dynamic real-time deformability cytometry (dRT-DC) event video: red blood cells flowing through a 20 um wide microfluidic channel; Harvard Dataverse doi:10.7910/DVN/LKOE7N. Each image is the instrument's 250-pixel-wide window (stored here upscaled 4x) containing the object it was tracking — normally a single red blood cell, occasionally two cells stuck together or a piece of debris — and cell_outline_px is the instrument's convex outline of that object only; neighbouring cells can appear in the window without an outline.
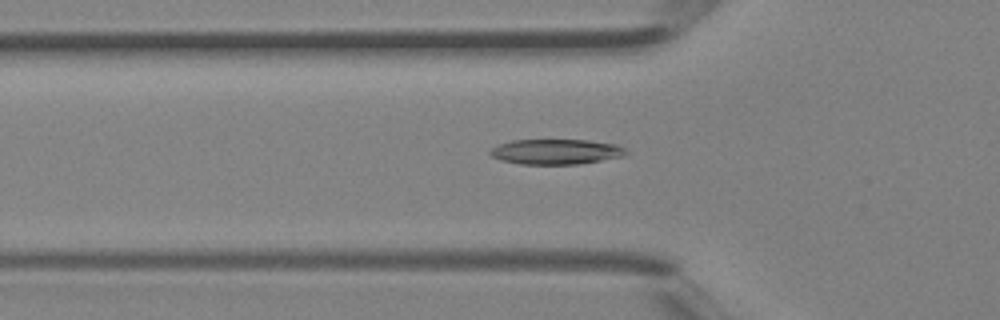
{"species": "Egyptian fruit bat (a non-hibernating species)", "species_latin": "Rousettus aegyptiacus", "temperature_condition": "room temperature", "stored_images_in_passage": 41, "camera_frame_rate_fps": 3000, "um_per_image_px": 0.085, "animal": {"sex": "female"}, "frame": {"image": 1, "passage_image": 14, "time_ms": 4.333, "image_size_px": [1000, 320], "cell_outline_px": [[628, 152], [624, 156], [580, 164], [520, 164], [500, 160], [492, 156], [488, 152], [492, 148], [500, 144], [512, 140], [588, 140], [616, 144], [624, 148]], "centroid_in_image_um": [47.26, 12.9], "position_along_channel_um": 78.5, "area_um2": 19.94}}
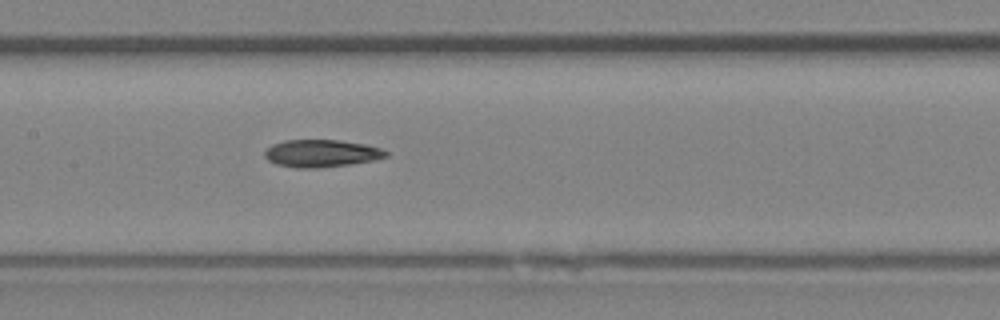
{"frame": {"image": 2, "passage_image": 20, "time_ms": 6.333, "image_size_px": [1000, 320], "cell_outline_px": [[388, 156], [376, 160], [320, 168], [296, 168], [276, 164], [268, 160], [264, 156], [264, 152], [272, 144], [284, 140], [336, 140], [364, 144], [380, 148], [388, 152]], "centroid_in_image_um": [27.3, 13.04], "position_along_channel_um": 180.1, "area_um2": 19.36}}
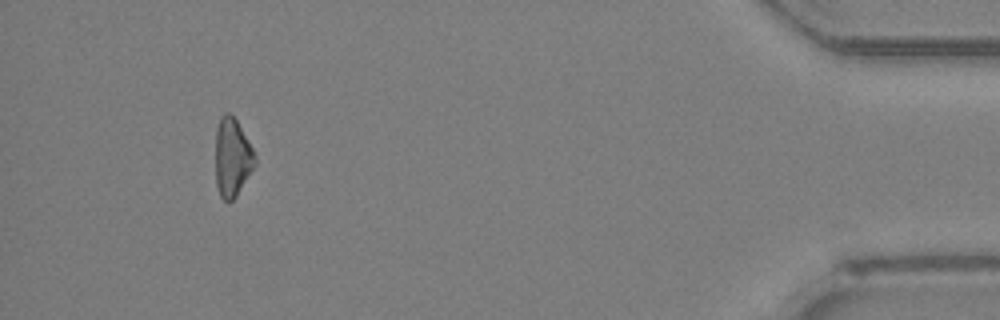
{"frame": {"image": 3, "passage_image": 38, "time_ms": 12.333, "image_size_px": [1000, 320], "cell_outline_px": [[256, 164], [236, 196], [228, 204], [220, 196], [216, 184], [216, 128], [220, 116], [224, 112], [228, 112], [236, 120], [252, 148], [256, 156]], "centroid_in_image_um": [19.73, 13.39], "position_along_channel_um": 415.5, "area_um2": 17.98}}